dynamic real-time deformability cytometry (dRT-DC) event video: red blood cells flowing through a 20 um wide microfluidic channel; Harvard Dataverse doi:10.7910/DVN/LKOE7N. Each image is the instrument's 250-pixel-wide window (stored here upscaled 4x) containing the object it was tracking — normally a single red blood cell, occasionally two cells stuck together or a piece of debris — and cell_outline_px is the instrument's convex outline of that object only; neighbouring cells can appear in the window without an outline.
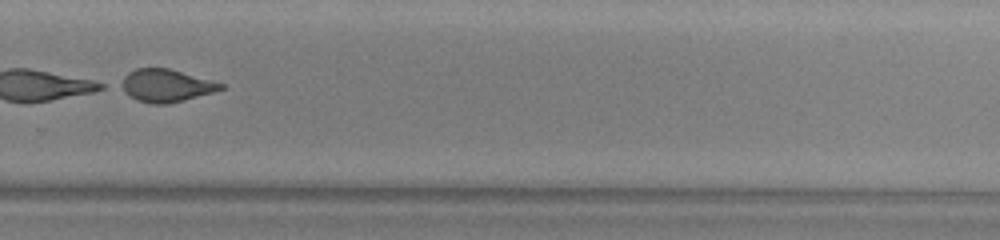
{"species": "common noctule bat (a hibernating species)", "species_latin": "Nyctalus noctula", "temperature_condition": "warm", "stored_images_in_passage": 49, "camera_frame_rate_fps": 3000, "um_per_image_px": 0.085, "animal": {"sex": "male", "body_mass_g": 13.0, "forearm_length_mm": 53.1}, "frame": {"image": 1, "passage_image": 34, "time_ms": 11.0, "image_size_px": [1000, 240], "cell_outline_px": [[224, 88], [212, 92], [184, 100], [168, 104], [152, 104], [136, 100], [116, 88], [116, 84], [128, 72], [136, 68], [168, 68], [224, 84]], "centroid_in_image_um": [13.99, 7.28], "position_along_channel_um": 315.8, "area_um2": 19.13}}